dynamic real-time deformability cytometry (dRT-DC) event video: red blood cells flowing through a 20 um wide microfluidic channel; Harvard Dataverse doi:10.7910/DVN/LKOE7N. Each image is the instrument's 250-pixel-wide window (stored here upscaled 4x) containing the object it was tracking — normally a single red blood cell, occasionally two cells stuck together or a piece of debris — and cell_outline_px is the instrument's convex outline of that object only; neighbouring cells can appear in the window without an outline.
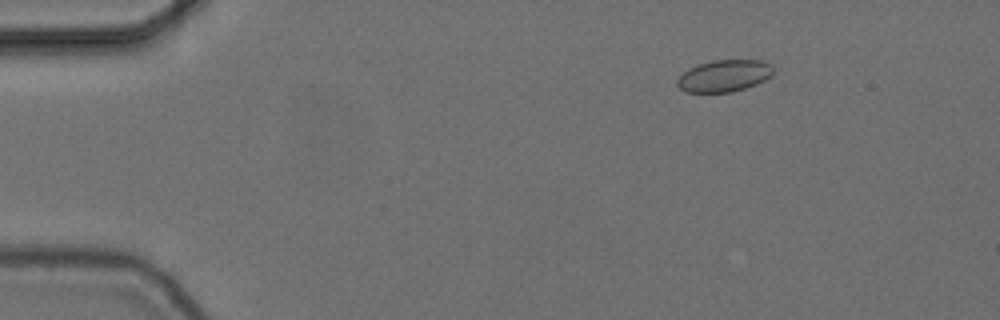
{"species": "common noctule bat (a hibernating species)", "species_latin": "Nyctalus noctula", "temperature_condition": "cold", "stored_images_in_passage": 56, "camera_frame_rate_fps": 3000, "um_per_image_px": 0.085, "animal": {"sex": "female", "body_mass_g": 24.6, "forearm_length_mm": 56.2}, "frame": {"image": 1, "passage_image": 9, "time_ms": 2.667, "image_size_px": [1000, 320], "cell_outline_px": [[772, 76], [756, 84], [732, 92], [688, 92], [680, 88], [676, 84], [676, 80], [688, 68], [712, 60], [764, 60], [772, 64]], "centroid_in_image_um": [61.57, 6.43], "position_along_channel_um": 23.4, "area_um2": 17.8}}
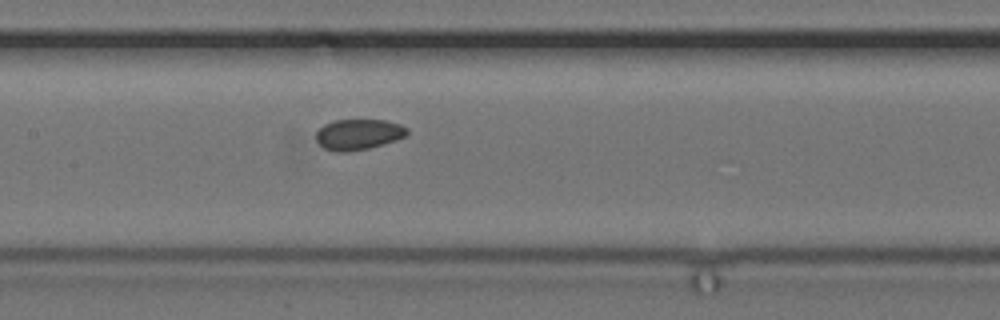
{"frame": {"image": 2, "passage_image": 28, "time_ms": 9.0, "image_size_px": [1000, 320], "cell_outline_px": [[408, 132], [404, 136], [396, 140], [384, 144], [368, 148], [348, 152], [332, 152], [324, 148], [316, 140], [316, 132], [324, 124], [332, 120], [384, 120], [400, 124], [408, 128]], "centroid_in_image_um": [30.44, 11.43], "position_along_channel_um": 177.0, "area_um2": 16.36}}
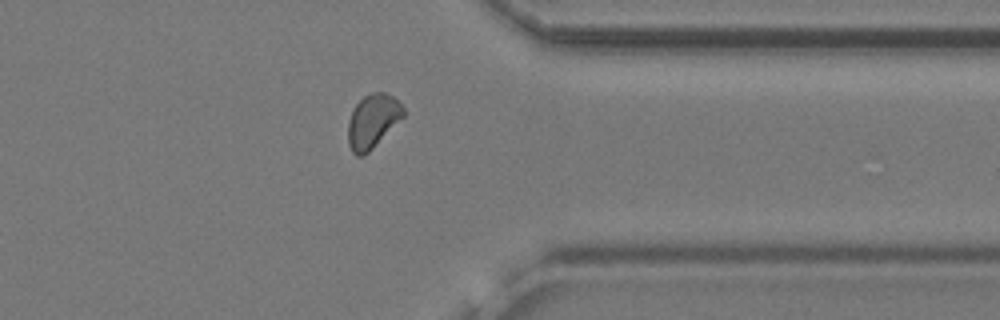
{"frame": {"image": 3, "passage_image": 45, "time_ms": 14.667, "image_size_px": [1000, 320], "cell_outline_px": [[404, 116], [364, 156], [356, 156], [352, 152], [348, 144], [348, 120], [356, 104], [364, 96], [372, 92], [384, 92], [392, 96], [404, 108]], "centroid_in_image_um": [31.65, 10.3], "position_along_channel_um": 379.7, "area_um2": 17.11}, "authors_computed_cell_mechanics": {"area_um2": 16.9354, "velocity_mm_per_s": 3.7005, "shape_relaxation_time_tau1_ms": null, "shape_relaxation_time_tau2_ms": 2.2378, "deformation_change_tau1": null, "deformation_change_tau2": 0.0563}}